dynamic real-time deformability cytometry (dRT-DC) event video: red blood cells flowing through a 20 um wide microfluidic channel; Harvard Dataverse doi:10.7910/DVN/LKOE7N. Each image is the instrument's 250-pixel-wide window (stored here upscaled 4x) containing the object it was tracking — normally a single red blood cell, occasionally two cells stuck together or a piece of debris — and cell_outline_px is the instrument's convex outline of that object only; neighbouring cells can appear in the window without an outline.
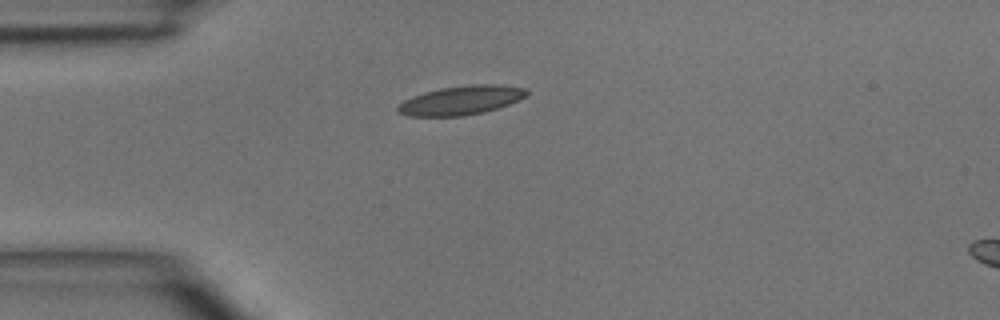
{"species": "common noctule bat (a hibernating species)", "species_latin": "Nyctalus noctula", "temperature_condition": "room temperature", "stored_images_in_passage": 2, "camera_frame_rate_fps": 3000, "um_per_image_px": 0.085, "animal": {"sex": "male", "body_mass_g": 15.6}, "frame": {"image": 1, "passage_image": 1, "time_ms": 0.0, "image_size_px": [1000, 320], "cell_outline_px": [[528, 92], [520, 100], [484, 112], [464, 116], [412, 116], [396, 112], [396, 108], [404, 100], [412, 96], [424, 92], [440, 88], [472, 84], [500, 84], [524, 88]], "centroid_in_image_um": [39.17, 8.52], "position_along_channel_um": 45.8, "area_um2": 21.73}}